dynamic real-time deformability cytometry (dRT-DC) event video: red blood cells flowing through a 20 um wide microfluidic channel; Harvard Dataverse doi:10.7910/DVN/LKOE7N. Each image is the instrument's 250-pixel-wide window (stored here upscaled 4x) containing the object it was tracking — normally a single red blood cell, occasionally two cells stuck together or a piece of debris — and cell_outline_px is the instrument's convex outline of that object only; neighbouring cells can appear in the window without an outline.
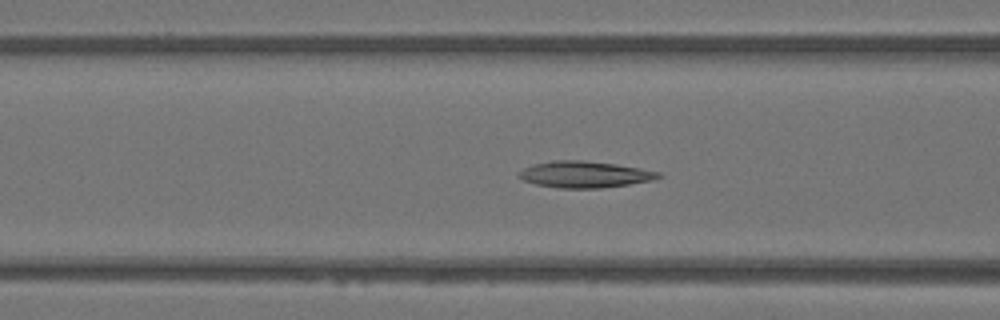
{"species": "Egyptian fruit bat (a non-hibernating species)", "species_latin": "Rousettus aegyptiacus", "temperature_condition": "warm", "stored_images_in_passage": 50, "camera_frame_rate_fps": 3000, "um_per_image_px": 0.085, "animal": {"sex": "female"}, "frame": {"image": 1, "passage_image": 19, "time_ms": 6.0, "image_size_px": [1000, 320], "cell_outline_px": [[664, 176], [652, 180], [628, 184], [600, 188], [560, 188], [536, 184], [524, 180], [516, 176], [516, 172], [524, 168], [536, 164], [552, 160], [584, 160], [616, 164], [640, 168], [660, 172]], "centroid_in_image_um": [49.69, 14.82], "position_along_channel_um": 116.9, "area_um2": 21.5}}
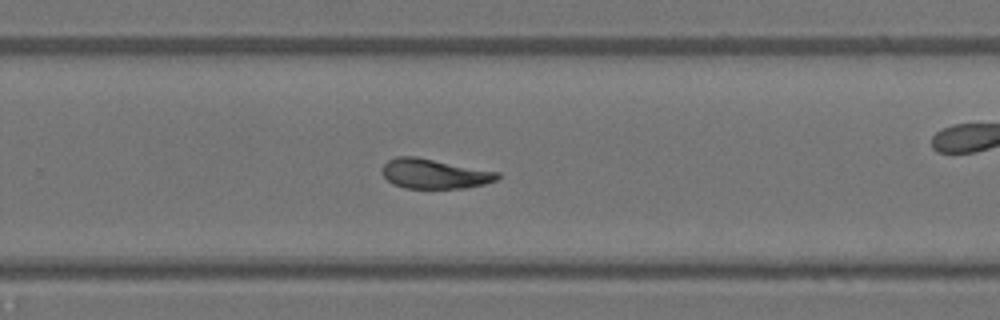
{"frame": {"image": 2, "passage_image": 32, "time_ms": 10.333, "image_size_px": [1000, 320], "cell_outline_px": [[500, 176], [496, 180], [484, 184], [464, 188], [404, 188], [392, 184], [384, 176], [380, 168], [388, 160], [396, 156], [416, 156], [500, 172]], "centroid_in_image_um": [36.9, 14.76], "position_along_channel_um": 292.9, "area_um2": 20.11}}
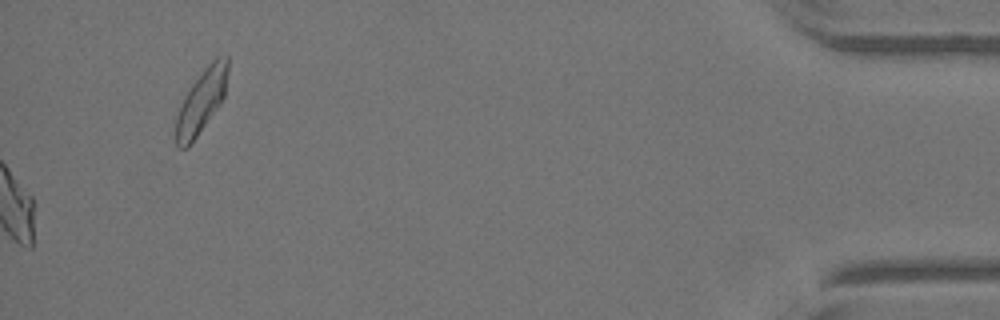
{"frame": {"image": 3, "passage_image": 50, "time_ms": 16.333, "image_size_px": [1000, 320], "cell_outline_px": [[228, 72], [224, 96], [220, 104], [188, 148], [180, 148], [176, 144], [176, 116], [180, 104], [184, 96], [192, 84], [204, 68], [216, 56], [228, 56]], "centroid_in_image_um": [17.12, 8.59], "position_along_channel_um": 418.1, "area_um2": 19.13}, "authors_computed_cell_mechanics": {"area_um2": 20.9525, "velocity_mm_per_s": 4.0723, "shape_relaxation_time_tau1_ms": null, "shape_relaxation_time_tau2_ms": 2.8041, "deformation_change_tau1": null, "deformation_change_tau2": 0.1041}}